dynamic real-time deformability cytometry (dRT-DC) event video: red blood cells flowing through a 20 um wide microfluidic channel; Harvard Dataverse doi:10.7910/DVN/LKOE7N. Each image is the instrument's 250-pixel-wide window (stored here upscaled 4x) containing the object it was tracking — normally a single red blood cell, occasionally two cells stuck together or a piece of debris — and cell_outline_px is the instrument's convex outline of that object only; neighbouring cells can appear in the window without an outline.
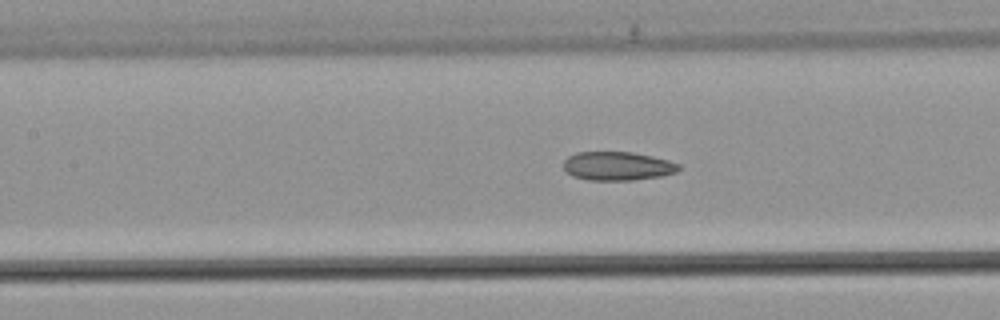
{"species": "common noctule bat (a hibernating species)", "species_latin": "Nyctalus noctula", "temperature_condition": "warm", "stored_images_in_passage": 12, "camera_frame_rate_fps": 3000, "um_per_image_px": 0.085, "animal": {"sex": "male", "body_mass_g": 21.5, "forearm_length_mm": 52.0}, "frame": {"image": 1, "passage_image": 10, "time_ms": 3.0, "image_size_px": [1000, 320], "cell_outline_px": [[680, 168], [676, 172], [660, 176], [632, 180], [588, 180], [572, 176], [564, 168], [564, 160], [568, 156], [576, 152], [632, 152], [652, 156], [668, 160], [680, 164]], "centroid_in_image_um": [52.48, 14.11], "position_along_channel_um": 154.9, "area_um2": 19.25}}